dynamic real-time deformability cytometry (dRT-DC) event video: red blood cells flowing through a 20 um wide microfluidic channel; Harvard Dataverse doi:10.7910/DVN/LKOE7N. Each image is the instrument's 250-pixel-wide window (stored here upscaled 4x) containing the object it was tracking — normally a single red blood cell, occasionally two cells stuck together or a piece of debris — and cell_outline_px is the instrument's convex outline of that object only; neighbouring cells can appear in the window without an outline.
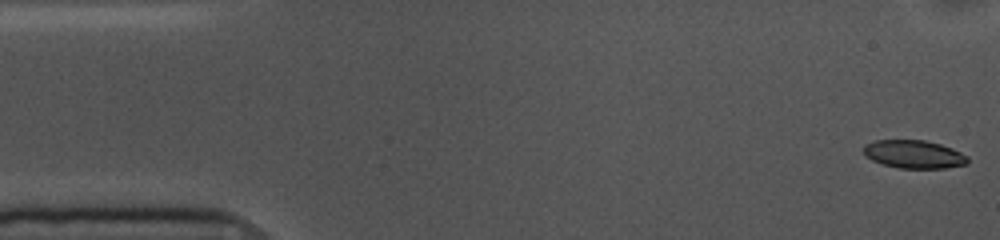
{"species": "common noctule bat (a hibernating species)", "species_latin": "Nyctalus noctula", "temperature_condition": "cold", "stored_images_in_passage": 54, "camera_frame_rate_fps": 3000, "um_per_image_px": 0.085, "animal": {"sex": "female", "body_mass_g": 10.0, "forearm_length_mm": 53.1}, "frame": {"image": 1, "passage_image": 1, "time_ms": 0.0, "image_size_px": [1000, 240], "cell_outline_px": [[968, 164], [944, 168], [900, 168], [880, 164], [864, 156], [864, 144], [876, 140], [924, 140], [940, 144], [952, 148], [968, 156]], "centroid_in_image_um": [77.67, 13.11], "position_along_channel_um": 7.3, "area_um2": 17.17}}
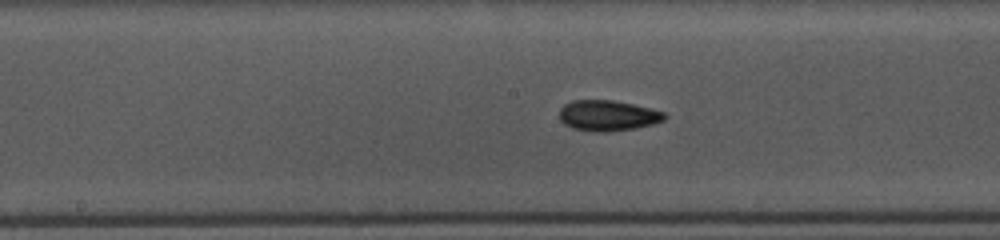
{"frame": {"image": 2, "passage_image": 26, "time_ms": 8.333, "image_size_px": [1000, 240], "cell_outline_px": [[668, 116], [664, 120], [652, 124], [636, 128], [604, 132], [592, 132], [572, 128], [564, 124], [560, 120], [560, 108], [564, 104], [572, 100], [612, 100], [652, 108], [664, 112]], "centroid_in_image_um": [51.66, 9.82], "position_along_channel_um": 196.5, "area_um2": 18.9}}
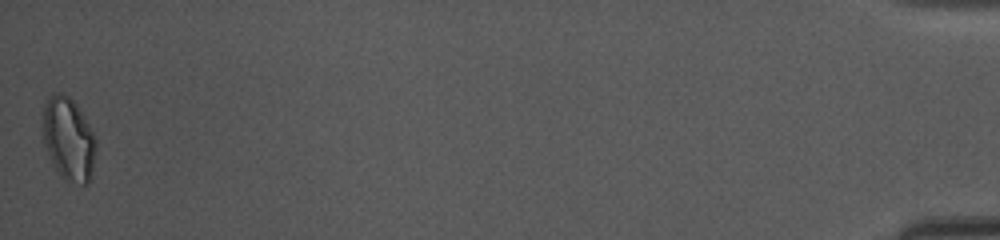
{"frame": {"image": 3, "passage_image": 54, "time_ms": 17.667, "image_size_px": [1000, 240], "cell_outline_px": [[96, 148], [92, 180], [88, 184], [80, 184], [64, 180], [56, 168], [48, 152], [44, 140], [44, 104], [48, 96], [56, 92], [60, 92], [68, 96], [76, 104], [88, 124], [96, 140]], "centroid_in_image_um": [5.86, 11.84], "position_along_channel_um": 429.3, "area_um2": 25.49}, "authors_computed_cell_mechanics": {"area_um2": 18.2648, "velocity_mm_per_s": 3.5949, "shape_relaxation_time_tau1_ms": 5.5751, "shape_relaxation_time_tau2_ms": 3.5994, "deformation_change_tau1": 0.1101, "deformation_change_tau2": 0.0884}}